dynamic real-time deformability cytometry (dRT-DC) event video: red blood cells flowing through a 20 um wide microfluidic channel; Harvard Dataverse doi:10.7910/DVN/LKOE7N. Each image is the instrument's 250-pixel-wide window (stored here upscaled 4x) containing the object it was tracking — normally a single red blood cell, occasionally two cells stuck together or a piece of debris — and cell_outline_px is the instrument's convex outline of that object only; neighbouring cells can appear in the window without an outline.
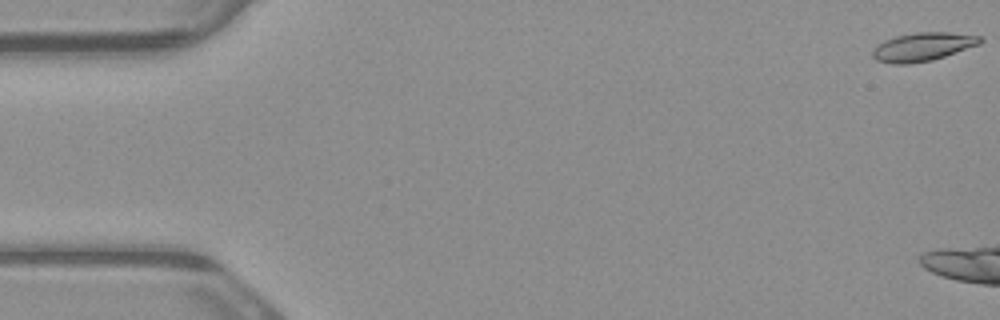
{"species": "common noctule bat (a hibernating species)", "species_latin": "Nyctalus noctula", "temperature_condition": "warm", "stored_images_in_passage": 5, "camera_frame_rate_fps": 3000, "um_per_image_px": 0.085, "animal": {"sex": "male", "body_mass_g": 23.1, "forearm_length_mm": 52.7}, "frame": {"image": 1, "passage_image": 1, "time_ms": 0.0, "image_size_px": [1000, 320], "cell_outline_px": [[984, 40], [980, 44], [932, 60], [908, 64], [896, 64], [876, 60], [872, 56], [872, 52], [884, 40], [896, 36], [916, 32], [948, 32], [980, 36]], "centroid_in_image_um": [78.45, 3.97], "position_along_channel_um": 6.5, "area_um2": 17.63}}